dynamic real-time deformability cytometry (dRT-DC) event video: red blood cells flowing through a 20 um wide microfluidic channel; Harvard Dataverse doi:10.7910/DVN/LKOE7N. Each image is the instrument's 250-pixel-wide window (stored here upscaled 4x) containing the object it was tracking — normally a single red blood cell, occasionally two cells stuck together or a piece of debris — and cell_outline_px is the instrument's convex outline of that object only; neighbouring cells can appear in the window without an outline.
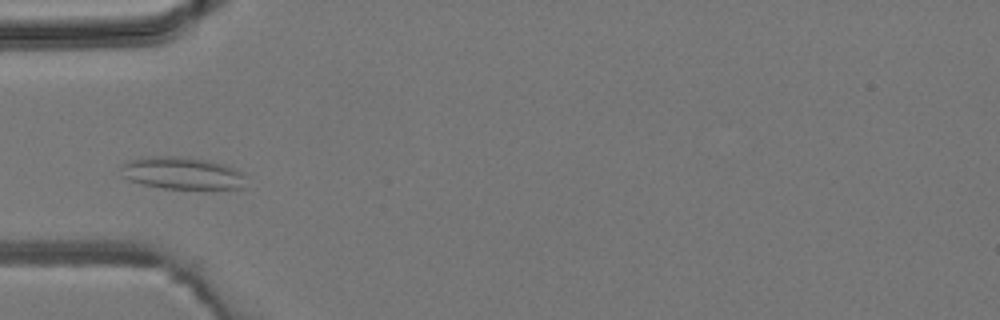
{"species": "common noctule bat (a hibernating species)", "species_latin": "Nyctalus noctula", "temperature_condition": "room temperature", "stored_images_in_passage": 4, "camera_frame_rate_fps": 3000, "um_per_image_px": 0.085, "animal": {"sex": "male", "body_mass_g": 19.2, "forearm_length_mm": 51.8}, "frame": {"image": 1, "passage_image": 4, "time_ms": 3.333, "image_size_px": [1000, 320], "cell_outline_px": [[244, 188], [164, 188], [144, 184], [128, 180], [120, 176], [120, 164], [140, 156], [176, 156], [204, 160], [224, 164], [244, 172]], "centroid_in_image_um": [15.4, 14.7], "position_along_channel_um": 69.6, "area_um2": 23.52}}